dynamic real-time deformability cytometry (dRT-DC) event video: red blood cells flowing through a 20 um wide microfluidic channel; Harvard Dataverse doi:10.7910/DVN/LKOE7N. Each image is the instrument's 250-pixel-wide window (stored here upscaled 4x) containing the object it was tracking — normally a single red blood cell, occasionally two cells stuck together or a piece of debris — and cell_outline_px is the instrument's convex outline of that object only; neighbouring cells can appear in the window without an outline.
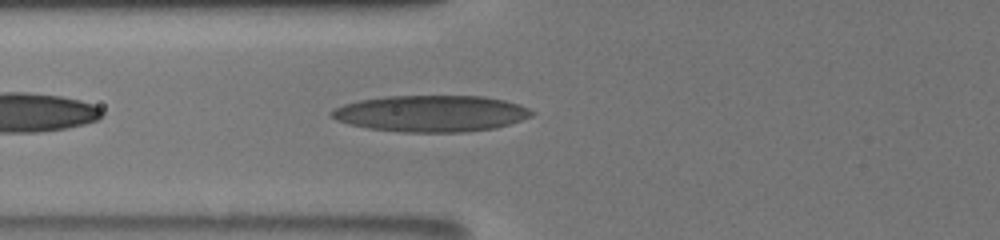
{"species": "human", "species_latin": "Homo sapiens", "temperature_condition": "room temperature", "stored_images_in_passage": 23, "camera_frame_rate_fps": 3000, "um_per_image_px": 0.085, "donor": {"sex": "male"}, "frame": {"image": 1, "passage_image": 15, "time_ms": 8.0, "image_size_px": [1000, 240], "cell_outline_px": [[536, 112], [532, 116], [496, 128], [464, 132], [404, 132], [368, 128], [348, 124], [336, 120], [328, 112], [332, 108], [344, 104], [360, 100], [388, 96], [484, 96], [504, 100], [520, 104]], "centroid_in_image_um": [36.64, 9.65], "position_along_channel_um": 89.2, "area_um2": 42.6}}
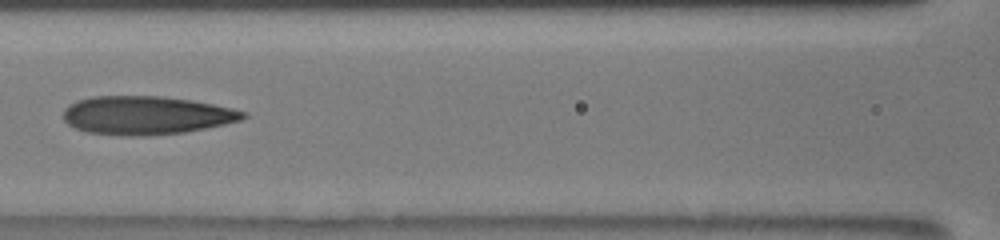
{"frame": {"image": 2, "passage_image": 19, "time_ms": 9.667, "image_size_px": [1000, 240], "cell_outline_px": [[248, 116], [240, 120], [224, 124], [184, 132], [144, 136], [124, 136], [88, 132], [76, 128], [68, 124], [64, 120], [64, 108], [68, 104], [76, 100], [92, 96], [160, 96], [192, 100], [232, 108], [248, 112]], "centroid_in_image_um": [12.41, 9.79], "position_along_channel_um": 154.2, "area_um2": 40.34}}